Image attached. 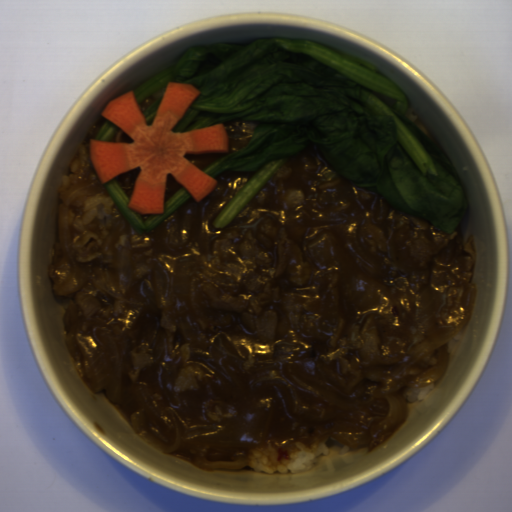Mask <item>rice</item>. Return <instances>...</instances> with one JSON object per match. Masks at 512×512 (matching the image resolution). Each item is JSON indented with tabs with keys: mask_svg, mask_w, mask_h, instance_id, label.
<instances>
[{
	"mask_svg": "<svg viewBox=\"0 0 512 512\" xmlns=\"http://www.w3.org/2000/svg\"><path fill=\"white\" fill-rule=\"evenodd\" d=\"M463 331H464V329L460 333H458L453 339H451L448 343V346H447L448 360H447L445 369L448 367V365H449V363H450V361H451V359L461 341Z\"/></svg>",
	"mask_w": 512,
	"mask_h": 512,
	"instance_id": "acb35da6",
	"label": "rice"
},
{
	"mask_svg": "<svg viewBox=\"0 0 512 512\" xmlns=\"http://www.w3.org/2000/svg\"><path fill=\"white\" fill-rule=\"evenodd\" d=\"M368 451L363 446H349L338 443H304L297 441L292 448L273 450L256 447L248 451L246 468L258 474H299L321 472L337 466L347 465Z\"/></svg>",
	"mask_w": 512,
	"mask_h": 512,
	"instance_id": "652b925c",
	"label": "rice"
},
{
	"mask_svg": "<svg viewBox=\"0 0 512 512\" xmlns=\"http://www.w3.org/2000/svg\"><path fill=\"white\" fill-rule=\"evenodd\" d=\"M81 162H82V156H81V151H80L77 153L76 157L74 158L67 175L63 179L60 180V188L58 190V198H59L60 202L62 201V198H63L66 190L78 184L79 170H80Z\"/></svg>",
	"mask_w": 512,
	"mask_h": 512,
	"instance_id": "8eca5e8b",
	"label": "rice"
},
{
	"mask_svg": "<svg viewBox=\"0 0 512 512\" xmlns=\"http://www.w3.org/2000/svg\"><path fill=\"white\" fill-rule=\"evenodd\" d=\"M438 379L439 377L423 385L405 386L398 392L405 398L408 407L421 402L437 384Z\"/></svg>",
	"mask_w": 512,
	"mask_h": 512,
	"instance_id": "023b6e5f",
	"label": "rice"
}]
</instances>
